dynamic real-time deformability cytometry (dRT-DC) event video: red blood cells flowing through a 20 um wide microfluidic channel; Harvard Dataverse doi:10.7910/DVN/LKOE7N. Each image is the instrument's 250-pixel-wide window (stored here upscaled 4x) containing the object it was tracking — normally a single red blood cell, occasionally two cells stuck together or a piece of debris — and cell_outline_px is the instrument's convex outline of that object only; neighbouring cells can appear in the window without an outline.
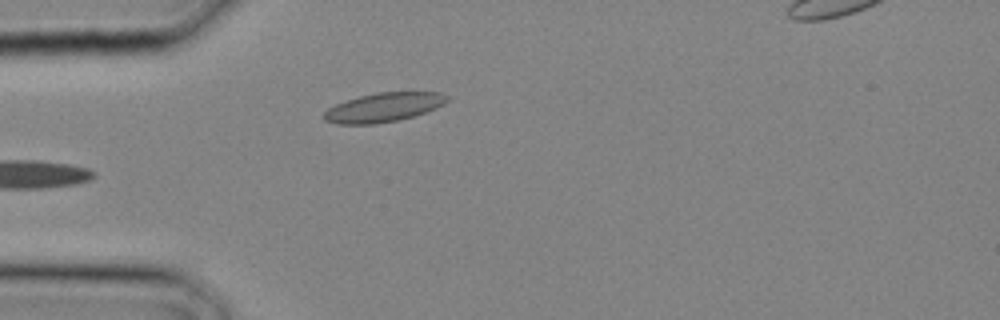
{"species": "common noctule bat (a hibernating species)", "species_latin": "Nyctalus noctula", "temperature_condition": "cold", "stored_images_in_passage": 3, "camera_frame_rate_fps": 3000, "um_per_image_px": 0.085, "animal": {"sex": "male", "body_mass_g": 20.4}, "frame": {"image": 1, "passage_image": 2, "time_ms": 0.333, "image_size_px": [1000, 320], "cell_outline_px": [[448, 100], [444, 104], [436, 108], [412, 116], [396, 120], [376, 124], [336, 124], [324, 120], [324, 112], [328, 108], [336, 104], [360, 96], [376, 92], [440, 92], [448, 96]], "centroid_in_image_um": [32.6, 9.12], "position_along_channel_um": 52.4, "area_um2": 20.69}}